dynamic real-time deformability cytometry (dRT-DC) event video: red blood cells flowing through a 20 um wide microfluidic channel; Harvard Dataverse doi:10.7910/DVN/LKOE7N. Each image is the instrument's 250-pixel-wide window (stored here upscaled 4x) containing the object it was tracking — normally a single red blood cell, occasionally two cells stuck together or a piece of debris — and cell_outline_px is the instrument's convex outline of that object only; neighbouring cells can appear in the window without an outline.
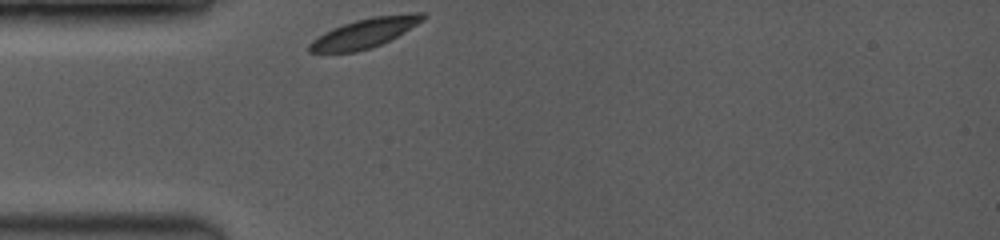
{"species": "common noctule bat (a hibernating species)", "species_latin": "Nyctalus noctula", "temperature_condition": "room temperature", "stored_images_in_passage": 25, "camera_frame_rate_fps": 3500, "um_per_image_px": 0.085, "animal": {"sex": "female", "body_mass_g": 19.0, "forearm_length_mm": 53.3}, "frame": {"image": 1, "passage_image": 1, "time_ms": 0.0, "image_size_px": [1000, 240], "cell_outline_px": [[428, 16], [424, 20], [404, 32], [372, 48], [356, 52], [308, 52], [308, 44], [312, 40], [324, 32], [332, 28], [356, 20], [372, 16], [412, 12], [424, 12]], "centroid_in_image_um": [31.03, 2.79], "position_along_channel_um": 54.0, "area_um2": 19.54}}
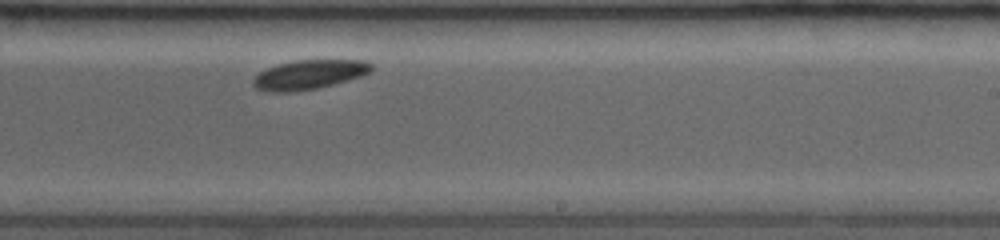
{"frame": {"image": 2, "passage_image": 15, "time_ms": 5.714, "image_size_px": [1000, 240], "cell_outline_px": [[372, 72], [360, 76], [332, 84], [316, 88], [292, 92], [268, 92], [256, 88], [252, 84], [252, 80], [260, 72], [276, 64], [296, 60], [364, 60], [372, 64]], "centroid_in_image_um": [26.25, 6.34], "position_along_channel_um": 262.7, "area_um2": 20.11}}
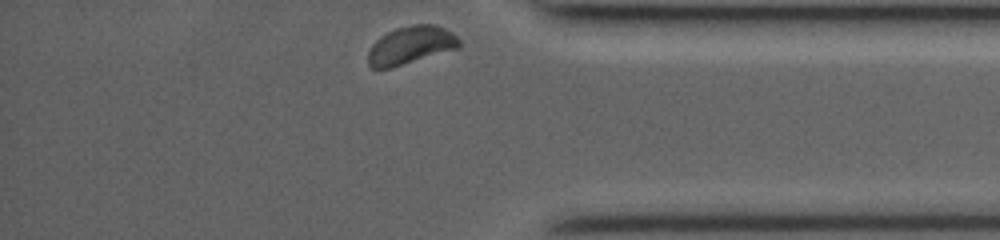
{"frame": {"image": 3, "passage_image": 25, "time_ms": 9.429, "image_size_px": [1000, 240], "cell_outline_px": [[460, 48], [392, 68], [372, 68], [368, 64], [368, 52], [372, 44], [380, 36], [396, 28], [412, 24], [436, 24], [452, 32], [460, 40]], "centroid_in_image_um": [34.93, 3.84], "position_along_channel_um": 400.3, "area_um2": 20.35}, "authors_computed_cell_mechanics": {"area_um2": 20.1144, "velocity_mm_per_s": 3.7829, "shape_relaxation_time_tau1_ms": null, "shape_relaxation_time_tau2_ms": 10.2279, "deformation_change_tau1": null, "deformation_change_tau2": 0.072}}